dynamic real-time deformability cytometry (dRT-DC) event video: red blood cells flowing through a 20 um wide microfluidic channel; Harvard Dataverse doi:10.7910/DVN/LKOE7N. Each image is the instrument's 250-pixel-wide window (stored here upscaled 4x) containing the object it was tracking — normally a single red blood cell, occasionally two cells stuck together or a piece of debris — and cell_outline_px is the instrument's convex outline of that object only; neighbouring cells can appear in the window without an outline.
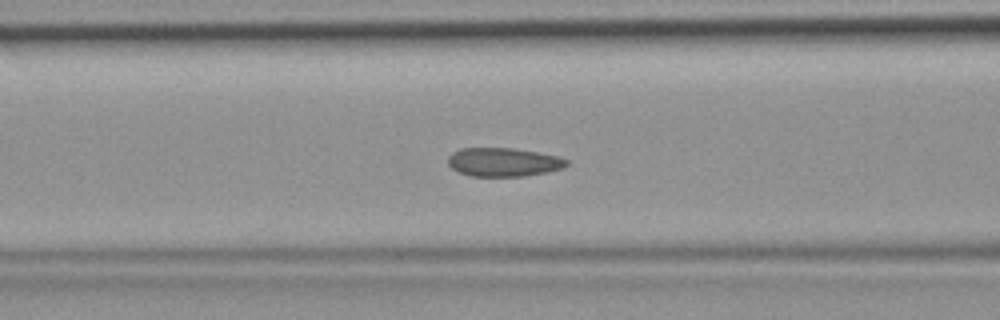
{"species": "common noctule bat (a hibernating species)", "species_latin": "Nyctalus noctula", "temperature_condition": "room temperature", "stored_images_in_passage": 40, "camera_frame_rate_fps": 3000, "um_per_image_px": 0.085, "animal": {"sex": "female", "body_mass_g": 19.9}, "frame": {"image": 1, "passage_image": 18, "time_ms": 5.667, "image_size_px": [1000, 320], "cell_outline_px": [[568, 164], [560, 168], [544, 172], [524, 176], [472, 176], [460, 172], [452, 168], [448, 164], [448, 156], [452, 152], [460, 148], [512, 148], [536, 152], [556, 156], [568, 160]], "centroid_in_image_um": [42.74, 13.77], "position_along_channel_um": 123.9, "area_um2": 19.54}}
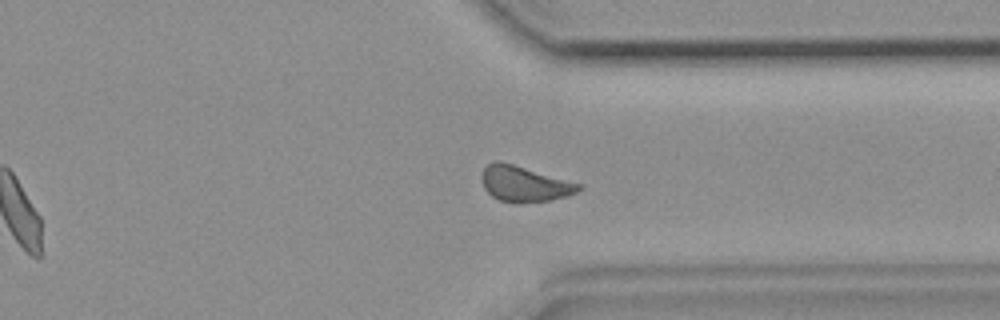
{"frame": {"image": 2, "passage_image": 35, "time_ms": 11.333, "image_size_px": [1000, 320], "cell_outline_px": [[584, 188], [568, 196], [552, 200], [516, 204], [500, 200], [492, 196], [484, 188], [480, 180], [480, 176], [484, 168], [492, 160], [500, 160], [584, 184]], "centroid_in_image_um": [44.59, 15.62], "position_along_channel_um": 366.8, "area_um2": 20.75}}
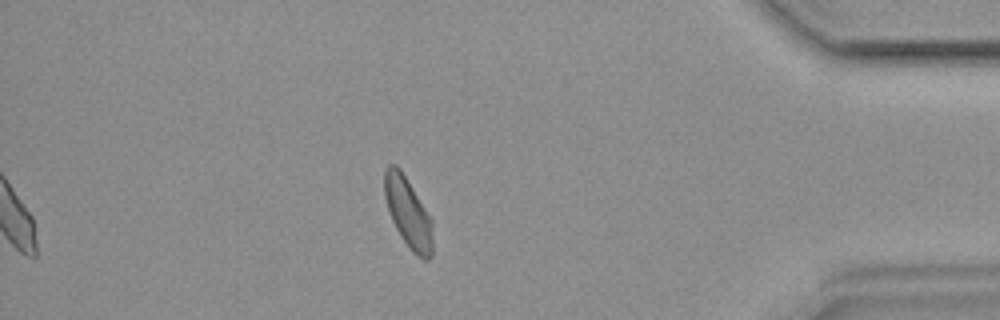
{"frame": {"image": 3, "passage_image": 40, "time_ms": 13.0, "image_size_px": [1000, 320], "cell_outline_px": [[432, 256], [428, 260], [424, 260], [412, 252], [400, 236], [392, 220], [384, 196], [384, 168], [388, 164], [396, 164], [400, 168], [432, 220]], "centroid_in_image_um": [34.67, 18.07], "position_along_channel_um": 400.5, "area_um2": 19.59}}